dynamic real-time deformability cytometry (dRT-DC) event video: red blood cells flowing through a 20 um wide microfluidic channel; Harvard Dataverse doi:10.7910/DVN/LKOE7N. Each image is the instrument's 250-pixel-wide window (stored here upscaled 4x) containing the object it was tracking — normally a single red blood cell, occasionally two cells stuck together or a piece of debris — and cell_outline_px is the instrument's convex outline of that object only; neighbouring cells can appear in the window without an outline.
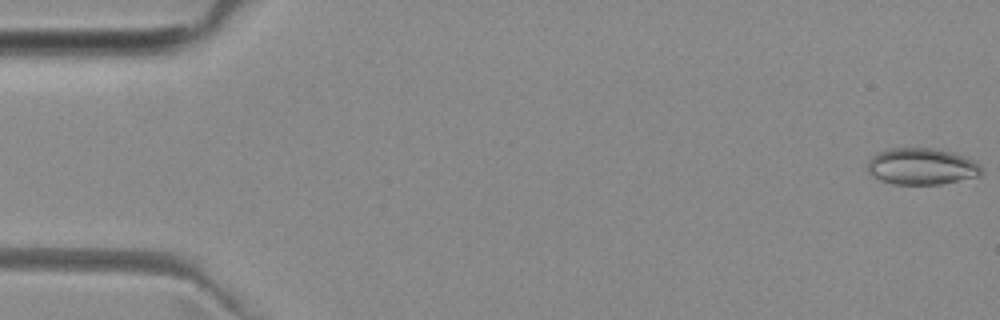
{"species": "common noctule bat (a hibernating species)", "species_latin": "Nyctalus noctula", "temperature_condition": "room temperature", "stored_images_in_passage": 51, "camera_frame_rate_fps": 3000, "um_per_image_px": 0.085, "animal": {"sex": "female", "body_mass_g": 29.2, "forearm_length_mm": 56.3}, "frame": {"image": 1, "passage_image": 1, "time_ms": 0.0, "image_size_px": [1000, 320], "cell_outline_px": [[984, 172], [980, 176], [940, 184], [892, 184], [880, 180], [872, 176], [868, 172], [868, 160], [876, 152], [892, 148], [936, 148], [952, 152], [964, 156], [980, 164]], "centroid_in_image_um": [78.34, 14.14], "position_along_channel_um": 6.7, "area_um2": 24.51}}
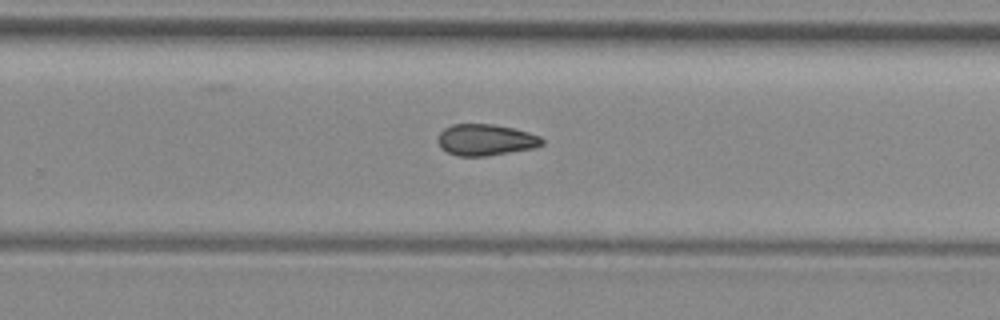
{"frame": {"image": 2, "passage_image": 33, "time_ms": 10.667, "image_size_px": [1000, 320], "cell_outline_px": [[544, 144], [536, 148], [484, 156], [456, 156], [440, 148], [436, 140], [440, 132], [444, 128], [452, 124], [492, 124], [512, 128], [528, 132], [540, 136], [544, 140]], "centroid_in_image_um": [41.26, 11.89], "position_along_channel_um": 288.5, "area_um2": 19.19}}
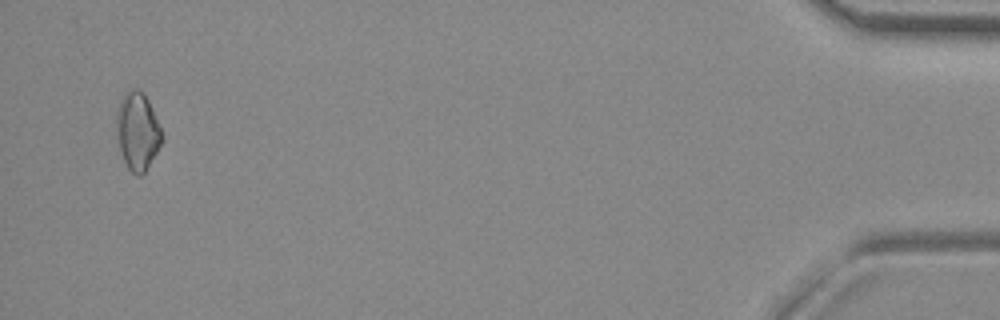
{"frame": {"image": 3, "passage_image": 50, "time_ms": 16.333, "image_size_px": [1000, 320], "cell_outline_px": [[164, 140], [144, 172], [140, 176], [136, 176], [128, 168], [124, 160], [120, 148], [116, 128], [116, 112], [120, 100], [124, 92], [128, 88], [140, 88], [144, 92], [152, 108], [164, 136]], "centroid_in_image_um": [11.69, 11.1], "position_along_channel_um": 423.5, "area_um2": 20.75}}